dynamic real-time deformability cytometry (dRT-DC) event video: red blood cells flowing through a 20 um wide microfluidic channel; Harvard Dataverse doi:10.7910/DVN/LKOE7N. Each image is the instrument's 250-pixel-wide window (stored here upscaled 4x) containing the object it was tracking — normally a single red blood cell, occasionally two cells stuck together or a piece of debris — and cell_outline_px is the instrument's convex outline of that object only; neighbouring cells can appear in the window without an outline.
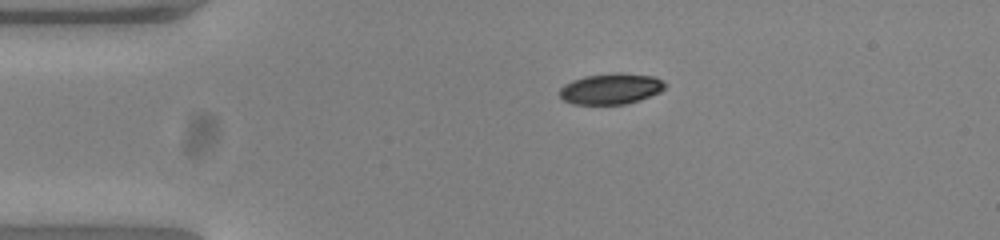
{"species": "common noctule bat (a hibernating species)", "species_latin": "Nyctalus noctula", "temperature_condition": "warm", "stored_images_in_passage": 43, "camera_frame_rate_fps": 3000, "um_per_image_px": 0.085, "animal": {"sex": "female", "body_mass_g": 23.0, "forearm_length_mm": 53.4}, "frame": {"image": 1, "passage_image": 1, "time_ms": 0.0, "image_size_px": [1000, 240], "cell_outline_px": [[668, 84], [660, 92], [640, 100], [624, 104], [572, 104], [564, 100], [560, 96], [560, 88], [564, 84], [572, 80], [584, 76], [616, 72], [620, 72], [656, 76]], "centroid_in_image_um": [51.95, 7.53], "position_along_channel_um": 33.0, "area_um2": 19.19}}
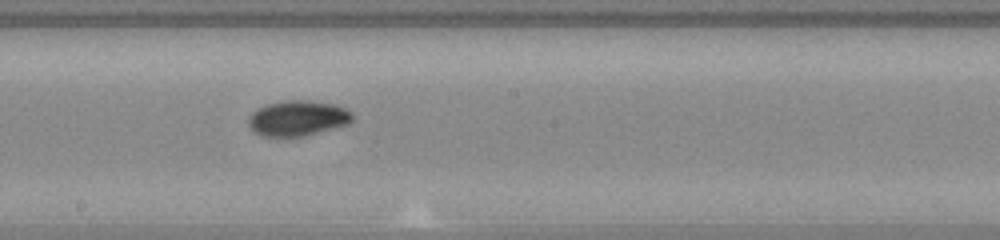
{"frame": {"image": 2, "passage_image": 19, "time_ms": 6.0, "image_size_px": [1000, 240], "cell_outline_px": [[352, 120], [348, 124], [308, 136], [260, 136], [252, 132], [248, 124], [248, 116], [256, 108], [268, 104], [288, 100], [308, 100], [336, 104], [352, 112]], "centroid_in_image_um": [25.28, 10.05], "position_along_channel_um": 222.9, "area_um2": 21.73}}
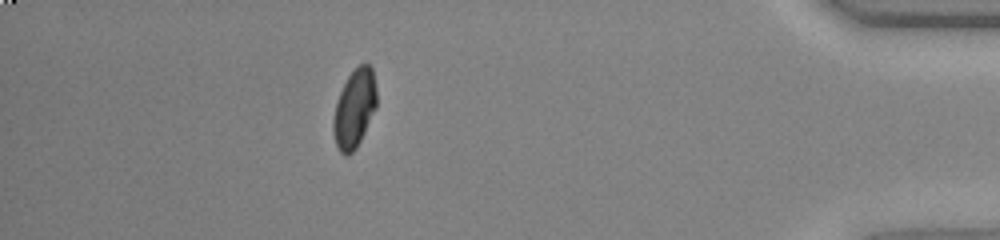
{"frame": {"image": 3, "passage_image": 37, "time_ms": 12.0, "image_size_px": [1000, 240], "cell_outline_px": [[376, 108], [356, 148], [348, 156], [344, 156], [336, 148], [332, 132], [332, 120], [336, 104], [340, 92], [348, 76], [360, 64], [368, 64], [372, 68], [376, 88]], "centroid_in_image_um": [30.1, 9.27], "position_along_channel_um": 405.1, "area_um2": 19.77}, "authors_computed_cell_mechanics": {"area_um2": 20.2878, "velocity_mm_per_s": 3.89, "shape_relaxation_time_tau1_ms": 2.9478, "shape_relaxation_time_tau2_ms": 2.8461, "deformation_change_tau1": 0.1475, "deformation_change_tau2": 0.04}}